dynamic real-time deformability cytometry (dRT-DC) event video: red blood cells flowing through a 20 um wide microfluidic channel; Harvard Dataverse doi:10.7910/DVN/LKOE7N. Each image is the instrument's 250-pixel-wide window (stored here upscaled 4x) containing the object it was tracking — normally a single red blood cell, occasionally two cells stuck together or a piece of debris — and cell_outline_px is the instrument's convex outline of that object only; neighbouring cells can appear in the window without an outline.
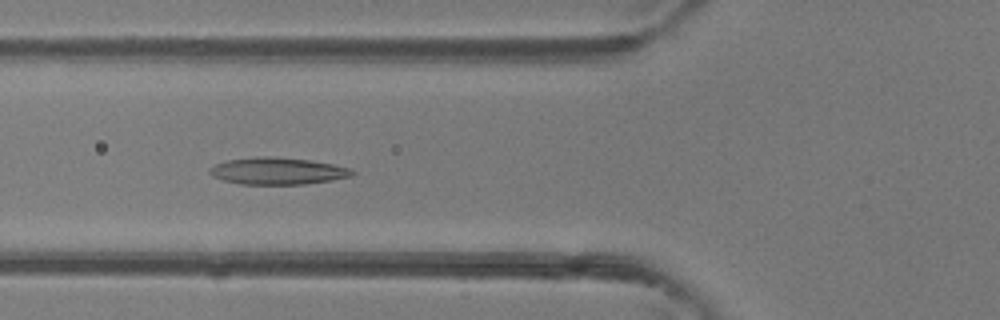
{"species": "common noctule bat (a hibernating species)", "species_latin": "Nyctalus noctula", "temperature_condition": "room temperature", "stored_images_in_passage": 47, "camera_frame_rate_fps": 3000, "um_per_image_px": 0.085, "animal": {"sex": "female"}, "frame": {"image": 1, "passage_image": 18, "time_ms": 5.667, "image_size_px": [1000, 320], "cell_outline_px": [[356, 172], [352, 176], [332, 180], [304, 184], [240, 184], [224, 180], [212, 176], [208, 172], [216, 164], [228, 160], [260, 156], [268, 156], [312, 160], [332, 164], [348, 168]], "centroid_in_image_um": [23.61, 14.53], "position_along_channel_um": 102.2, "area_um2": 22.2}}
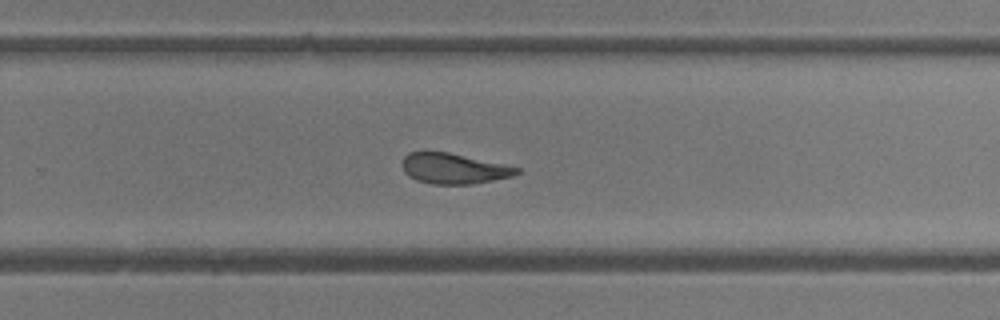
{"frame": {"image": 2, "passage_image": 31, "time_ms": 10.0, "image_size_px": [1000, 320], "cell_outline_px": [[520, 172], [512, 176], [472, 184], [432, 184], [416, 180], [404, 172], [400, 164], [404, 156], [408, 152], [448, 152], [520, 168]], "centroid_in_image_um": [38.51, 14.33], "position_along_channel_um": 291.3, "area_um2": 20.17}}
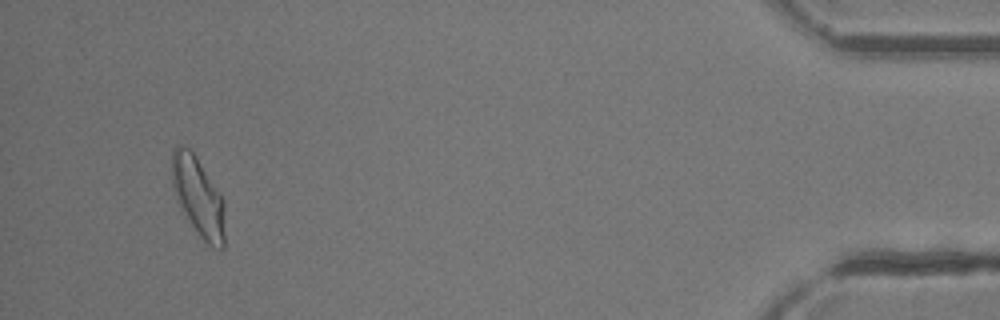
{"frame": {"image": 3, "passage_image": 45, "time_ms": 14.667, "image_size_px": [1000, 320], "cell_outline_px": [[224, 248], [212, 248], [200, 236], [184, 216], [180, 208], [172, 184], [172, 148], [176, 144], [180, 144], [188, 148], [196, 156], [224, 200]], "centroid_in_image_um": [16.83, 16.72], "position_along_channel_um": 418.4, "area_um2": 24.45}, "authors_computed_cell_mechanics": {"area_um2": 22.4264, "velocity_mm_per_s": 4.3542, "shape_relaxation_time_tau1_ms": 6.6077, "shape_relaxation_time_tau2_ms": 1.9759, "deformation_change_tau1": 0.2221, "deformation_change_tau2": 0.1105}}